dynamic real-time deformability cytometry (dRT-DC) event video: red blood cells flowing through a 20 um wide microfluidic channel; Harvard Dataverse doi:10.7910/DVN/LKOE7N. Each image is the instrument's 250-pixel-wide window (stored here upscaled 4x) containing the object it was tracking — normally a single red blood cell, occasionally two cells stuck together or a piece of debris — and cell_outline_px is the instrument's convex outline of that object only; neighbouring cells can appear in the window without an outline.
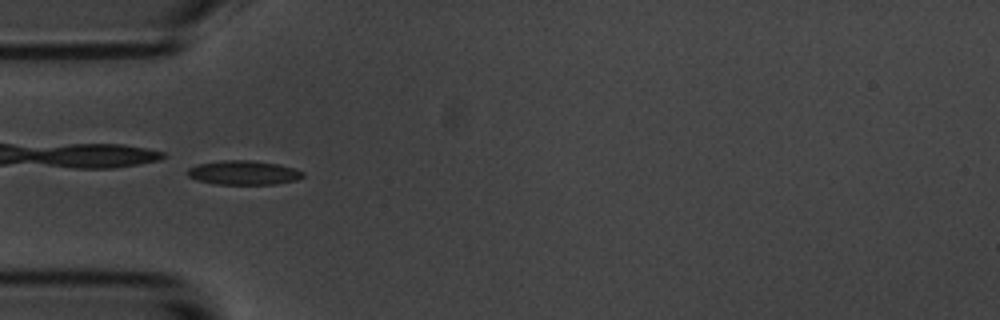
{"species": "common noctule bat (a hibernating species)", "species_latin": "Nyctalus noctula", "temperature_condition": "room temperature", "stored_images_in_passage": 34, "camera_frame_rate_fps": 3000, "um_per_image_px": 0.085, "animal": {"sex": "male", "body_mass_g": 20.1, "forearm_length_mm": 53.5}, "frame": {"image": 1, "passage_image": 1, "time_ms": 0.0, "image_size_px": [1000, 320], "cell_outline_px": [[304, 176], [296, 180], [276, 184], [212, 184], [196, 180], [188, 176], [188, 168], [196, 164], [224, 160], [252, 160], [280, 164], [304, 172]], "centroid_in_image_um": [20.68, 14.68], "position_along_channel_um": 64.3, "area_um2": 16.36}, "authors_computed_cell_mechanics": {"area_um2": 16.0973, "velocity_mm_per_s": 3.5735, "shape_relaxation_time_tau1_ms": 3.9283, "shape_relaxation_time_tau2_ms": 7.3123, "deformation_change_tau1": 0.1154, "deformation_change_tau2": 0.1143}}